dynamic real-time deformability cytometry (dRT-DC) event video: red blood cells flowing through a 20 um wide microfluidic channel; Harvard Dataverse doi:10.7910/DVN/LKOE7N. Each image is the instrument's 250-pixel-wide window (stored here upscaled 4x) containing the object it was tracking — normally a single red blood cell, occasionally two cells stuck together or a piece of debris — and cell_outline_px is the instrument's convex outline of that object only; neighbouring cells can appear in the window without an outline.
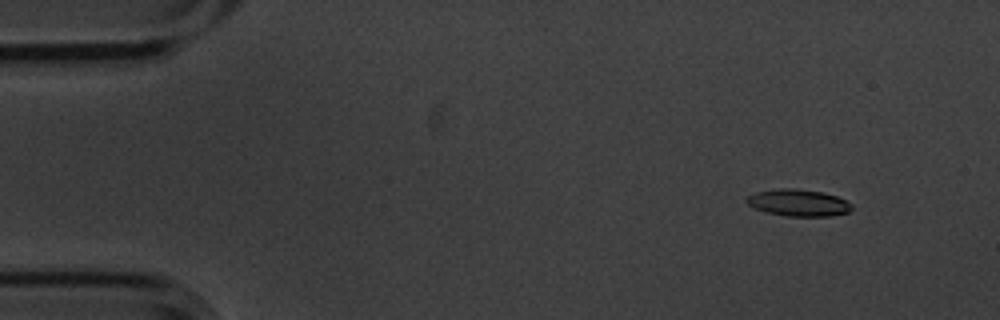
{"species": "common noctule bat (a hibernating species)", "species_latin": "Nyctalus noctula", "temperature_condition": "cold", "stored_images_in_passage": 6, "camera_frame_rate_fps": 3000, "um_per_image_px": 0.085, "animal": {"sex": "male", "body_mass_g": 20.1, "forearm_length_mm": 53.5}, "frame": {"image": 1, "passage_image": 2, "time_ms": 0.333, "image_size_px": [1000, 320], "cell_outline_px": [[852, 208], [848, 212], [832, 216], [788, 216], [764, 212], [748, 204], [744, 200], [748, 196], [756, 192], [776, 188], [796, 188], [824, 192], [836, 196], [852, 204]], "centroid_in_image_um": [67.85, 17.22], "position_along_channel_um": 17.2, "area_um2": 16.53}}
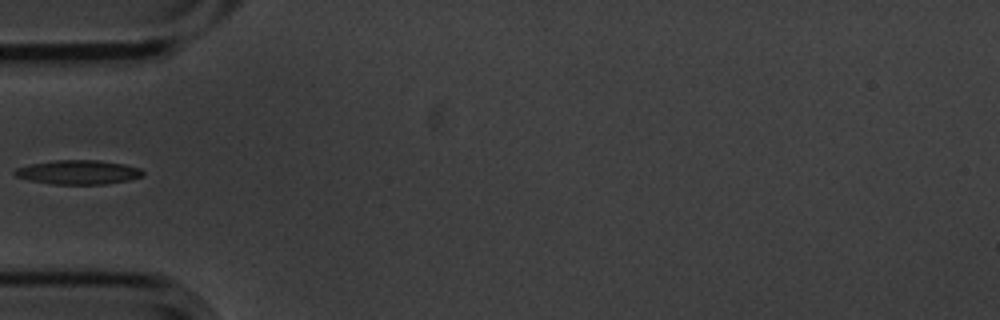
{"frame": {"image": 2, "passage_image": 5, "time_ms": 1.333, "image_size_px": [1000, 320], "cell_outline_px": [[144, 176], [128, 180], [104, 184], [52, 184], [28, 180], [16, 176], [12, 172], [16, 168], [32, 164], [52, 160], [100, 160], [124, 164], [140, 168], [144, 172]], "centroid_in_image_um": [6.66, 14.63], "position_along_channel_um": 78.3, "area_um2": 18.09}}
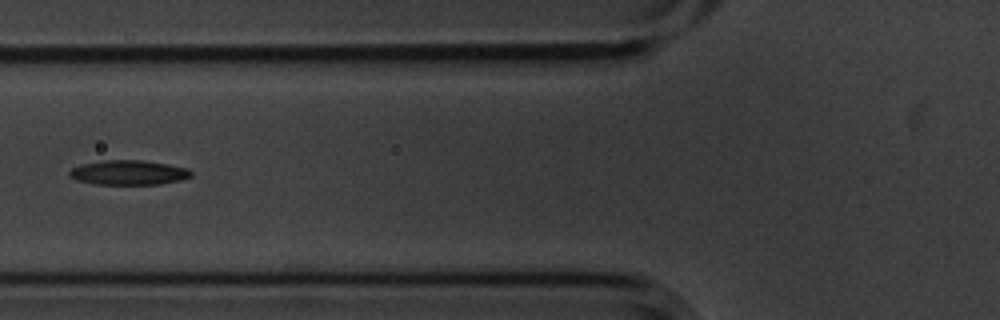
{"frame": {"image": 3, "passage_image": 6, "time_ms": 1.667, "image_size_px": [1000, 320], "cell_outline_px": [[192, 176], [180, 180], [160, 184], [96, 184], [76, 180], [68, 176], [68, 172], [72, 168], [80, 164], [104, 160], [144, 160], [168, 164], [188, 168], [192, 172]], "centroid_in_image_um": [10.92, 14.66], "position_along_channel_um": 114.9, "area_um2": 17.57}}